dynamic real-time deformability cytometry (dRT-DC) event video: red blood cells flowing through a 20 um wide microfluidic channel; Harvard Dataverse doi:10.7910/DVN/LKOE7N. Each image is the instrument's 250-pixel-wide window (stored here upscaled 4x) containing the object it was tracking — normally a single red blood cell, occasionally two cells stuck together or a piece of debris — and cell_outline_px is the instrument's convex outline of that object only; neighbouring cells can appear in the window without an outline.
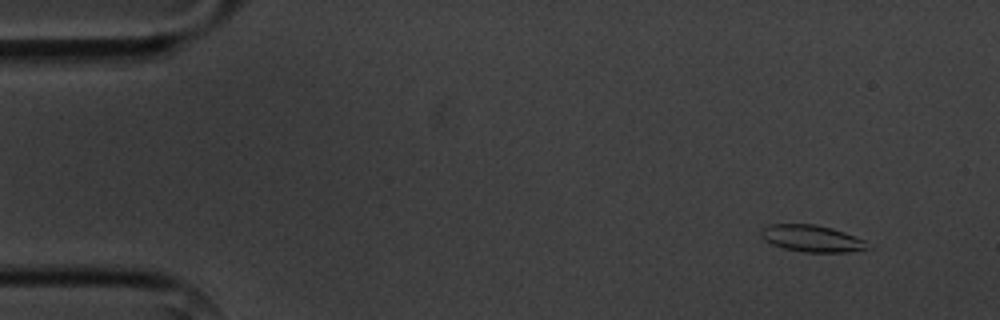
{"species": "common noctule bat (a hibernating species)", "species_latin": "Nyctalus noctula", "temperature_condition": "cold", "stored_images_in_passage": 4, "camera_frame_rate_fps": 3000, "um_per_image_px": 0.085, "animal": {"sex": "male", "body_mass_g": 20.1, "forearm_length_mm": 53.5}, "frame": {"image": 1, "passage_image": 1, "time_ms": 0.0, "image_size_px": [1000, 320], "cell_outline_px": [[864, 248], [848, 252], [804, 252], [784, 248], [772, 244], [764, 240], [760, 236], [760, 232], [768, 224], [816, 224], [832, 228], [844, 232], [864, 240]], "centroid_in_image_um": [68.91, 20.25], "position_along_channel_um": 16.1, "area_um2": 16.3}}
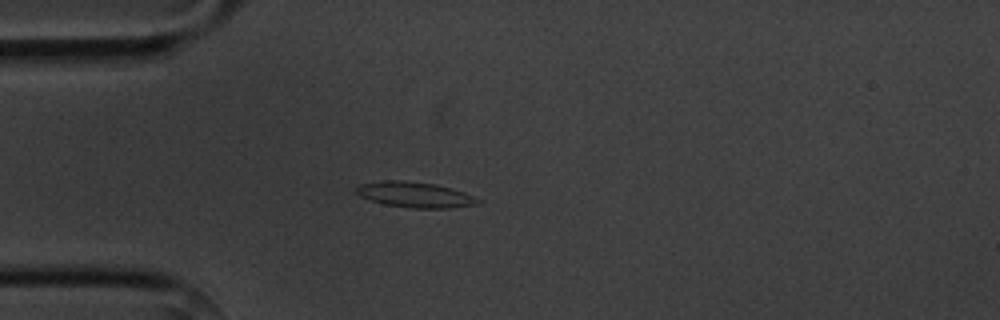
{"frame": {"image": 2, "passage_image": 4, "time_ms": 3.333, "image_size_px": [1000, 320], "cell_outline_px": [[480, 204], [452, 208], [412, 208], [384, 204], [360, 196], [356, 192], [356, 188], [360, 184], [388, 180], [404, 180], [436, 184], [464, 192], [476, 196], [480, 200]], "centroid_in_image_um": [35.32, 16.55], "position_along_channel_um": 49.7, "area_um2": 18.09}}